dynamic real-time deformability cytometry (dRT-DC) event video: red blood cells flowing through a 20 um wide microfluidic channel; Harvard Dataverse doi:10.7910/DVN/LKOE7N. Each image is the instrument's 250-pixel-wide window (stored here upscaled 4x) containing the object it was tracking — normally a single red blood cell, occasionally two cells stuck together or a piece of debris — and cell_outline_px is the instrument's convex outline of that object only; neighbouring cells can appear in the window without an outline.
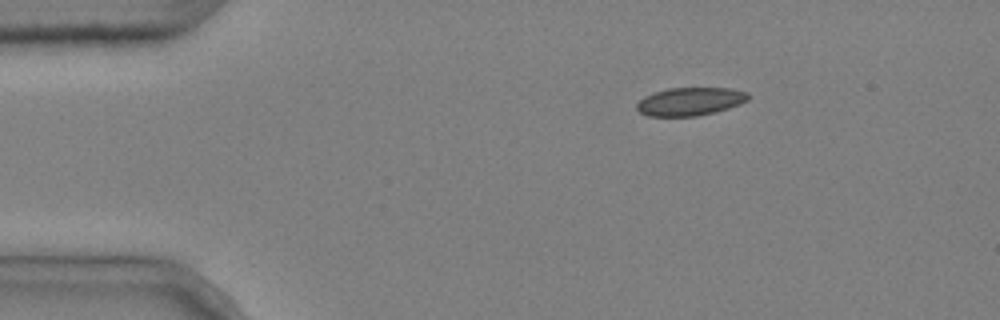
{"species": "common noctule bat (a hibernating species)", "species_latin": "Nyctalus noctula", "temperature_condition": "cold", "stored_images_in_passage": 3, "camera_frame_rate_fps": 3000, "um_per_image_px": 0.085, "animal": {"sex": "male", "body_mass_g": 20.4}, "frame": {"image": 1, "passage_image": 1, "time_ms": 0.0, "image_size_px": [1000, 320], "cell_outline_px": [[748, 100], [728, 108], [716, 112], [696, 116], [648, 116], [640, 112], [636, 108], [636, 104], [644, 96], [668, 88], [732, 88], [748, 92]], "centroid_in_image_um": [58.66, 8.62], "position_along_channel_um": 26.3, "area_um2": 18.21}}
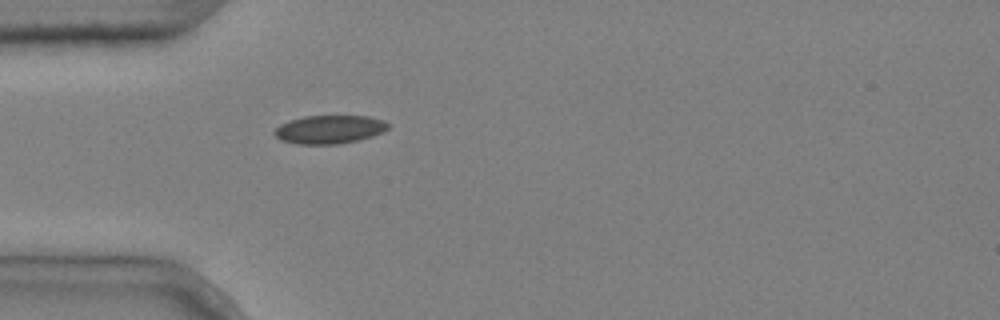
{"frame": {"image": 2, "passage_image": 3, "time_ms": 0.667, "image_size_px": [1000, 320], "cell_outline_px": [[388, 128], [372, 136], [360, 140], [336, 144], [296, 144], [280, 140], [272, 132], [280, 124], [288, 120], [304, 116], [368, 116], [384, 120], [388, 124]], "centroid_in_image_um": [27.96, 11.0], "position_along_channel_um": 57.0, "area_um2": 18.84}}